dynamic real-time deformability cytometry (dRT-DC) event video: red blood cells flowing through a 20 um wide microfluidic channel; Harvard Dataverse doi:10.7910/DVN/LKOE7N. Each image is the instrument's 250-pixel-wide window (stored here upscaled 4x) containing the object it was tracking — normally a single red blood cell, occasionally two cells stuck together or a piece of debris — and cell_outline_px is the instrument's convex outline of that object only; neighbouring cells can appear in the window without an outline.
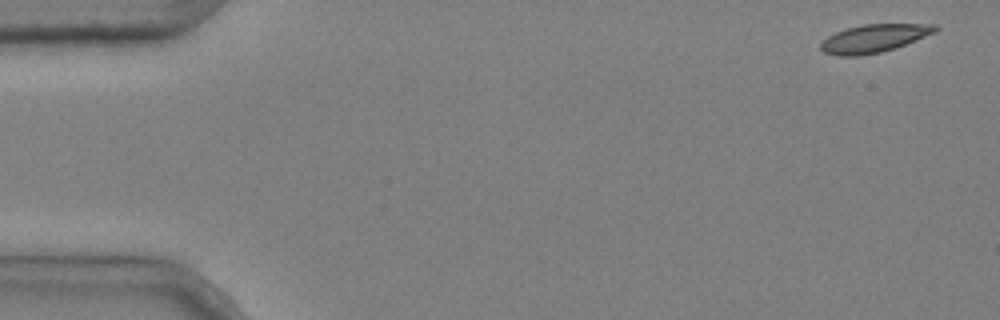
{"species": "common noctule bat (a hibernating species)", "species_latin": "Nyctalus noctula", "temperature_condition": "cold", "stored_images_in_passage": 4, "camera_frame_rate_fps": 3000, "um_per_image_px": 0.085, "animal": {"sex": "male", "body_mass_g": 20.4}, "frame": {"image": 1, "passage_image": 1, "time_ms": 0.0, "image_size_px": [1000, 320], "cell_outline_px": [[940, 28], [936, 32], [904, 44], [880, 52], [856, 56], [836, 56], [824, 52], [820, 48], [820, 44], [828, 36], [836, 32], [848, 28], [864, 24], [936, 24]], "centroid_in_image_um": [74.28, 3.25], "position_along_channel_um": 10.7, "area_um2": 18.44}}